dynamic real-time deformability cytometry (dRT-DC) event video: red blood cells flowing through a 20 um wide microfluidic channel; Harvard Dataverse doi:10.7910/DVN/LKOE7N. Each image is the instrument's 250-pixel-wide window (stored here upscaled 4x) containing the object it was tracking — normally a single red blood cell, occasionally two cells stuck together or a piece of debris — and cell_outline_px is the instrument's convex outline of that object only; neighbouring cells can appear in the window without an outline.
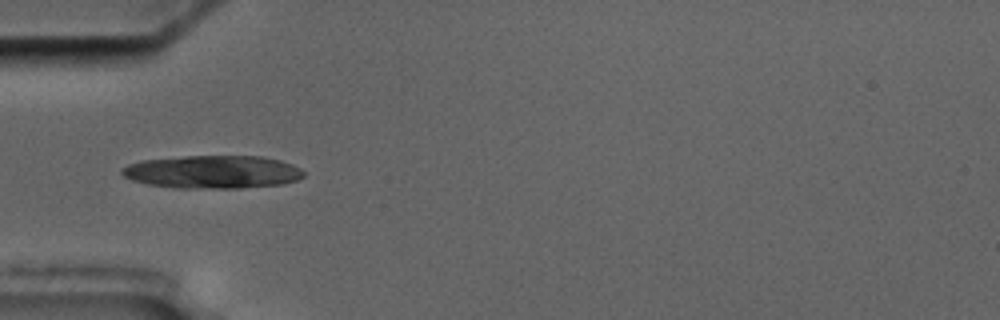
{"species": "common noctule bat (a hibernating species)", "species_latin": "Nyctalus noctula", "temperature_condition": "cold", "stored_images_in_passage": 3, "camera_frame_rate_fps": 3000, "um_per_image_px": 0.085, "animal": {"sex": "male", "body_mass_g": 17.5, "forearm_length_mm": 52.3}, "frame": {"image": 1, "passage_image": 3, "time_ms": 2.667, "image_size_px": [1000, 320], "cell_outline_px": [[304, 176], [296, 180], [284, 184], [240, 188], [176, 188], [148, 184], [132, 180], [124, 176], [120, 172], [120, 168], [128, 164], [140, 160], [184, 156], [260, 156], [280, 160], [292, 164], [300, 168], [304, 172]], "centroid_in_image_um": [18.06, 14.61], "position_along_channel_um": 66.9, "area_um2": 35.2}}